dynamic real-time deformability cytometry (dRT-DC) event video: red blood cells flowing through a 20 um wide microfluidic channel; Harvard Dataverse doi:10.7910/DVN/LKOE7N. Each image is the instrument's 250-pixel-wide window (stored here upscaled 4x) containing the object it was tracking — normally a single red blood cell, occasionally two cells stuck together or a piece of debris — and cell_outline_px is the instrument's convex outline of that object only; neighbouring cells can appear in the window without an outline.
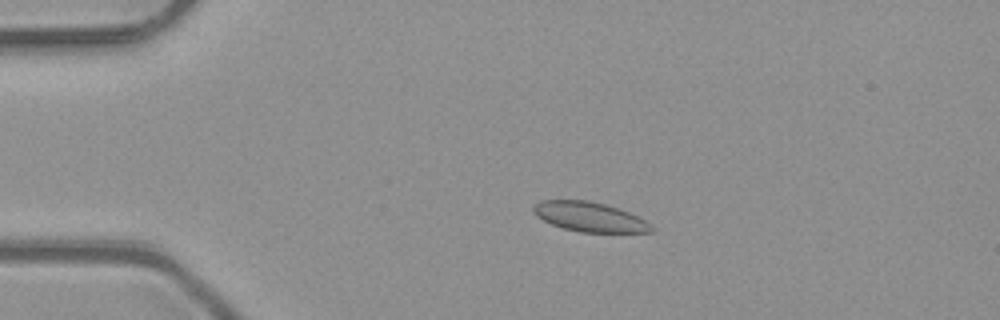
{"species": "common noctule bat (a hibernating species)", "species_latin": "Nyctalus noctula", "temperature_condition": "room temperature", "stored_images_in_passage": 52, "camera_frame_rate_fps": 3000, "um_per_image_px": 0.085, "animal": {"sex": "male", "body_mass_g": 23.1, "forearm_length_mm": 52.7}, "frame": {"image": 1, "passage_image": 12, "time_ms": 3.667, "image_size_px": [1000, 320], "cell_outline_px": [[656, 232], [580, 232], [564, 228], [552, 224], [536, 216], [532, 212], [532, 208], [540, 200], [588, 200], [604, 204], [628, 212], [652, 224], [656, 228]], "centroid_in_image_um": [50.13, 18.44], "position_along_channel_um": 34.9, "area_um2": 20.29}}
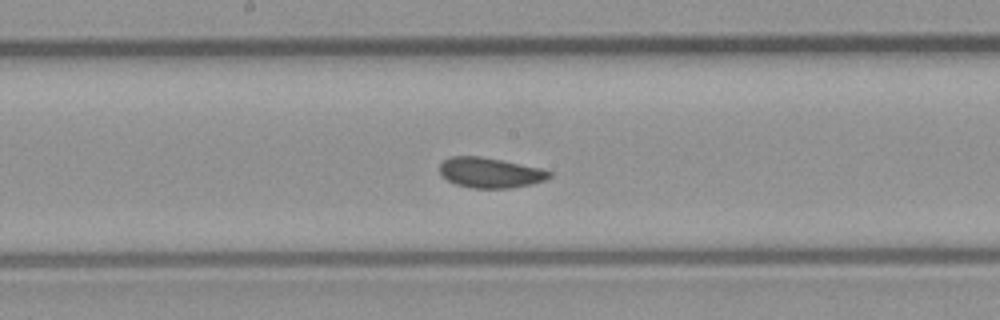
{"frame": {"image": 2, "passage_image": 28, "time_ms": 9.0, "image_size_px": [1000, 320], "cell_outline_px": [[552, 176], [544, 180], [532, 184], [512, 188], [472, 188], [456, 184], [440, 176], [440, 164], [444, 160], [452, 156], [480, 156], [540, 168], [552, 172]], "centroid_in_image_um": [41.65, 14.68], "position_along_channel_um": 206.6, "area_um2": 19.25}}
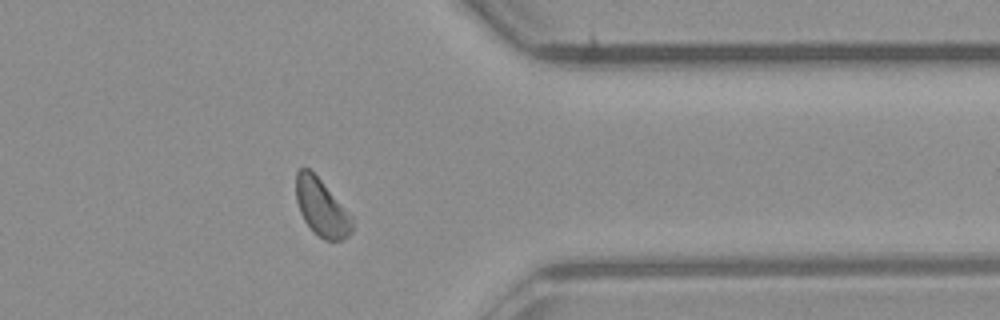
{"frame": {"image": 3, "passage_image": 42, "time_ms": 13.667, "image_size_px": [1000, 320], "cell_outline_px": [[352, 232], [344, 240], [324, 240], [304, 220], [300, 212], [296, 200], [296, 172], [300, 168], [308, 168], [320, 180], [352, 216]], "centroid_in_image_um": [27.33, 17.65], "position_along_channel_um": 384.1, "area_um2": 18.26}, "authors_computed_cell_mechanics": {"area_um2": 19.8832, "velocity_mm_per_s": 4.0538, "shape_relaxation_time_tau1_ms": 9.9645, "shape_relaxation_time_tau2_ms": null, "deformation_change_tau1": 0.1224, "deformation_change_tau2": null}}